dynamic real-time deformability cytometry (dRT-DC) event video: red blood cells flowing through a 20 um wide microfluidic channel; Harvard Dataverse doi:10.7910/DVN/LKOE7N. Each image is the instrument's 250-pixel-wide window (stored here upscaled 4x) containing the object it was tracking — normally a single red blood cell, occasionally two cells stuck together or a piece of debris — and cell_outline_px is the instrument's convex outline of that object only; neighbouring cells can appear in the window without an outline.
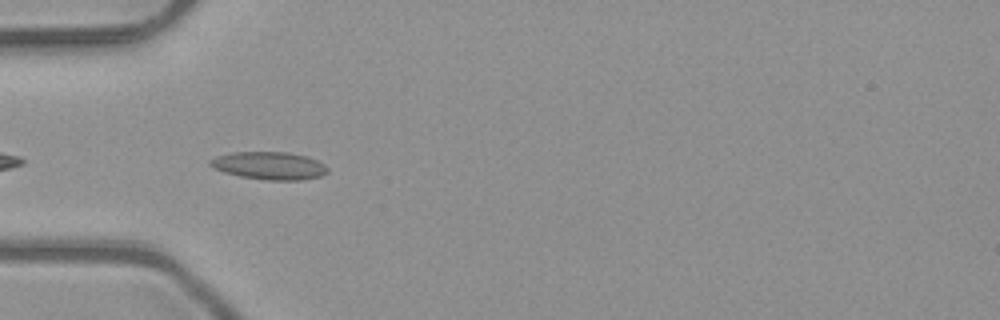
{"species": "common noctule bat (a hibernating species)", "species_latin": "Nyctalus noctula", "temperature_condition": "room temperature", "stored_images_in_passage": 7, "camera_frame_rate_fps": 3000, "um_per_image_px": 0.085, "animal": {"sex": "male", "body_mass_g": 23.1, "forearm_length_mm": 52.7}, "frame": {"image": 1, "passage_image": 3, "time_ms": 0.667, "image_size_px": [1000, 320], "cell_outline_px": [[328, 172], [320, 176], [300, 180], [268, 180], [240, 176], [224, 172], [212, 168], [208, 164], [208, 160], [216, 156], [232, 152], [288, 152], [308, 156], [324, 164], [328, 168]], "centroid_in_image_um": [22.87, 14.07], "position_along_channel_um": 62.1, "area_um2": 19.07}}
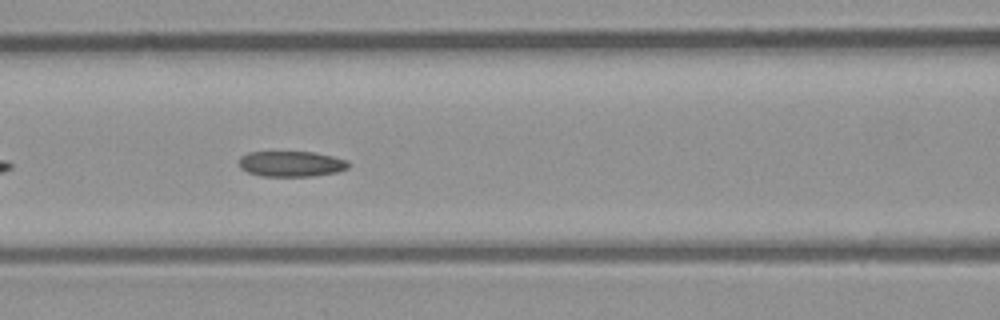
{"frame": {"image": 2, "passage_image": 5, "time_ms": 1.333, "image_size_px": [1000, 320], "cell_outline_px": [[348, 168], [336, 172], [312, 176], [260, 176], [248, 172], [240, 168], [240, 156], [248, 152], [312, 152], [332, 156], [348, 160]], "centroid_in_image_um": [24.74, 13.93], "position_along_channel_um": 141.9, "area_um2": 16.24}}
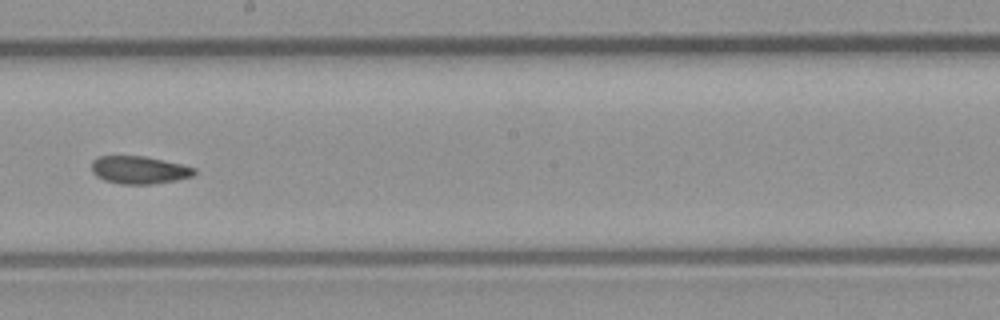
{"frame": {"image": 3, "passage_image": 7, "time_ms": 2.0, "image_size_px": [1000, 320], "cell_outline_px": [[196, 172], [192, 176], [176, 180], [152, 184], [120, 184], [104, 180], [96, 176], [92, 172], [92, 160], [100, 156], [144, 156], [180, 164], [196, 168]], "centroid_in_image_um": [11.81, 14.45], "position_along_channel_um": 236.4, "area_um2": 16.53}}